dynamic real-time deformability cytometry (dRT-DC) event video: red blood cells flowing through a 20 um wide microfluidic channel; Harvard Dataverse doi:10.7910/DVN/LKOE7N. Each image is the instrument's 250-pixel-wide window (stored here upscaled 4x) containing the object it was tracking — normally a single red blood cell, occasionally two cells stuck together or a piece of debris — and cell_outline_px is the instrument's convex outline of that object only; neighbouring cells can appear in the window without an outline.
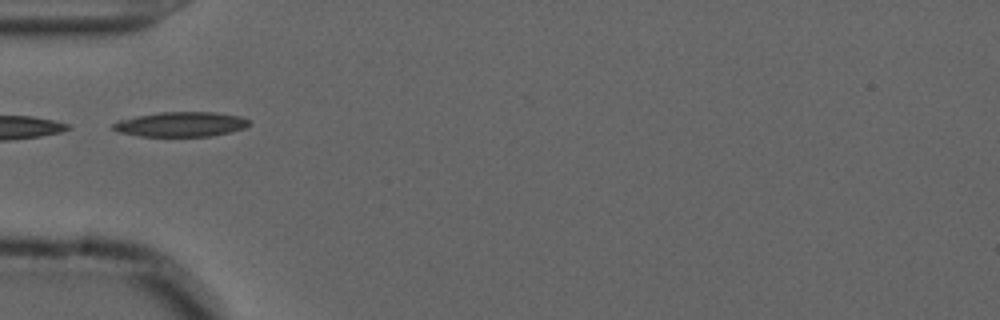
{"species": "common noctule bat (a hibernating species)", "species_latin": "Nyctalus noctula", "temperature_condition": "cold", "stored_images_in_passage": 3, "camera_frame_rate_fps": 3000, "um_per_image_px": 0.085, "animal": {"sex": "male", "forearm_length_mm": 52.5}, "frame": {"image": 1, "passage_image": 1, "time_ms": 0.0, "image_size_px": [1000, 320], "cell_outline_px": [[248, 124], [244, 128], [212, 136], [140, 136], [120, 132], [112, 128], [112, 124], [120, 120], [136, 116], [160, 112], [216, 112], [240, 116], [248, 120]], "centroid_in_image_um": [15.37, 10.56], "position_along_channel_um": 69.6, "area_um2": 19.42}}